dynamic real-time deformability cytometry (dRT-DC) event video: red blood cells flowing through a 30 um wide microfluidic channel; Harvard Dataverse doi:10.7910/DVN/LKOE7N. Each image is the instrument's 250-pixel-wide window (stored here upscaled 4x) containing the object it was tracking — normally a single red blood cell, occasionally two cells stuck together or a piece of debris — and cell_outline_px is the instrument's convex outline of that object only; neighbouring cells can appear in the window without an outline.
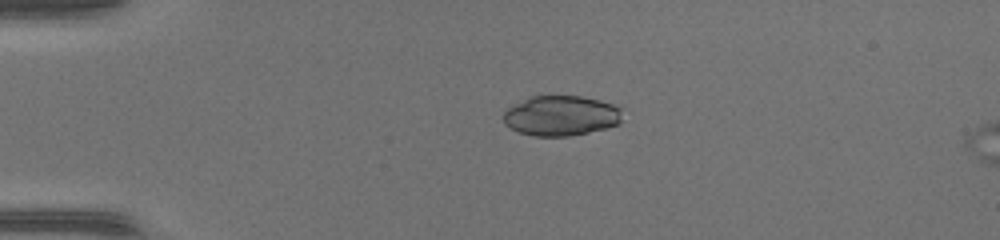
{"species": "common noctule bat (a hibernating species)", "species_latin": "Nyctalus noctula", "temperature_condition": "warm", "stored_images_in_passage": 6, "camera_frame_rate_fps": 3000, "um_per_image_px": 0.085, "animal": {"sex": "female", "body_mass_g": 17.0, "forearm_length_mm": 48.0}, "frame": {"image": 1, "passage_image": 1, "time_ms": 0.0, "image_size_px": [1000, 240], "cell_outline_px": [[624, 104], [620, 120], [616, 124], [604, 128], [588, 132], [568, 136], [536, 136], [520, 132], [504, 124], [504, 112], [508, 108], [532, 96], [580, 96]], "centroid_in_image_um": [47.77, 9.81], "position_along_channel_um": 37.2, "area_um2": 27.86}}